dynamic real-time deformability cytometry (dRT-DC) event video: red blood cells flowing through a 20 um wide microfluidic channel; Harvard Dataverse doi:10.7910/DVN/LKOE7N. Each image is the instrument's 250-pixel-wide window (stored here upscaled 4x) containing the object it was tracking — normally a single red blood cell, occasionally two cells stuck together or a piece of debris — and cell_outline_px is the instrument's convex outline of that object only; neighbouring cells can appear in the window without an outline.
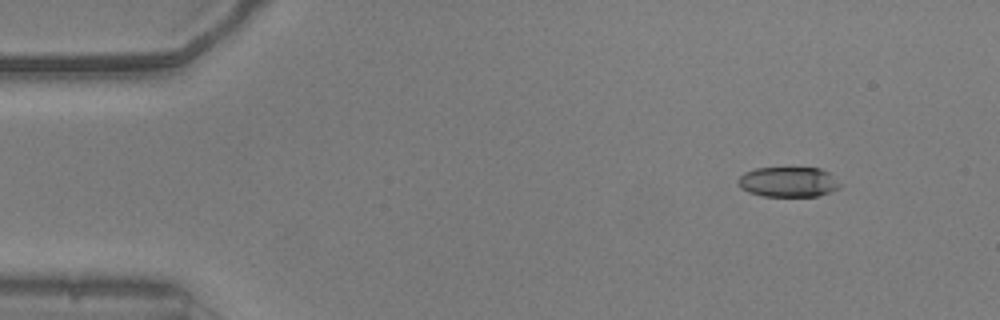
{"species": "common noctule bat (a hibernating species)", "species_latin": "Nyctalus noctula", "temperature_condition": "warm", "stored_images_in_passage": 48, "camera_frame_rate_fps": 3000, "um_per_image_px": 0.085, "animal": {"sex": "male", "body_mass_g": 20.5, "forearm_length_mm": 52.5}, "frame": {"image": 1, "passage_image": 1, "time_ms": 0.0, "image_size_px": [1000, 320], "cell_outline_px": [[844, 184], [840, 188], [816, 196], [764, 196], [748, 192], [740, 188], [736, 180], [744, 172], [756, 168], [820, 168], [828, 172]], "centroid_in_image_um": [67.01, 15.46], "position_along_channel_um": 18.0, "area_um2": 18.03}}
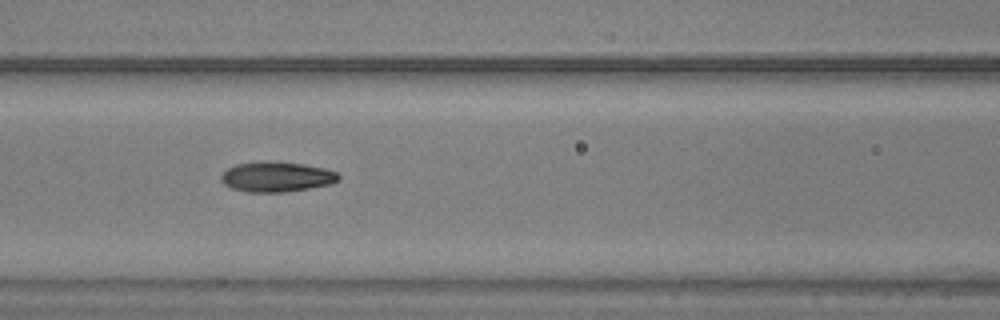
{"frame": {"image": 2, "passage_image": 18, "time_ms": 5.667, "image_size_px": [1000, 320], "cell_outline_px": [[340, 180], [328, 184], [308, 188], [284, 192], [248, 192], [232, 188], [224, 184], [220, 180], [220, 176], [228, 168], [236, 164], [300, 164], [324, 168], [336, 172], [340, 176]], "centroid_in_image_um": [23.51, 15.08], "position_along_channel_um": 143.1, "area_um2": 19.59}}
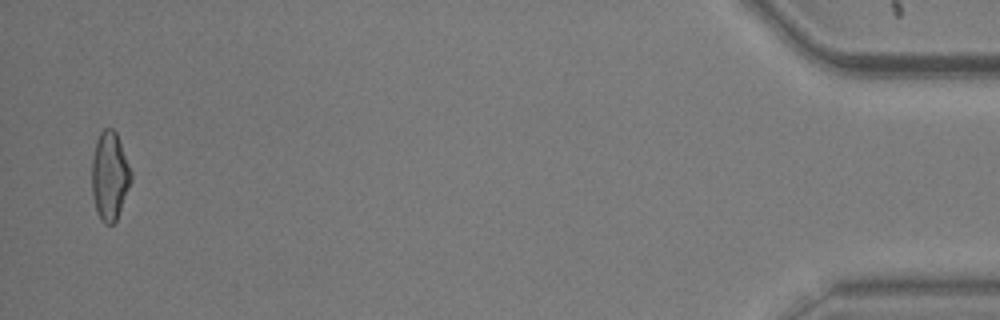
{"frame": {"image": 3, "passage_image": 47, "time_ms": 15.333, "image_size_px": [1000, 320], "cell_outline_px": [[132, 180], [116, 220], [112, 224], [104, 224], [100, 220], [96, 212], [92, 196], [92, 160], [96, 140], [100, 132], [104, 128], [112, 128], [116, 132], [132, 172]], "centroid_in_image_um": [9.31, 14.97], "position_along_channel_um": 425.9, "area_um2": 20.29}, "authors_computed_cell_mechanics": {"area_um2": 19.8543, "velocity_mm_per_s": 3.8392, "shape_relaxation_time_tau1_ms": 5.8536, "shape_relaxation_time_tau2_ms": 1.8344, "deformation_change_tau1": 0.1791, "deformation_change_tau2": 0.0784}}